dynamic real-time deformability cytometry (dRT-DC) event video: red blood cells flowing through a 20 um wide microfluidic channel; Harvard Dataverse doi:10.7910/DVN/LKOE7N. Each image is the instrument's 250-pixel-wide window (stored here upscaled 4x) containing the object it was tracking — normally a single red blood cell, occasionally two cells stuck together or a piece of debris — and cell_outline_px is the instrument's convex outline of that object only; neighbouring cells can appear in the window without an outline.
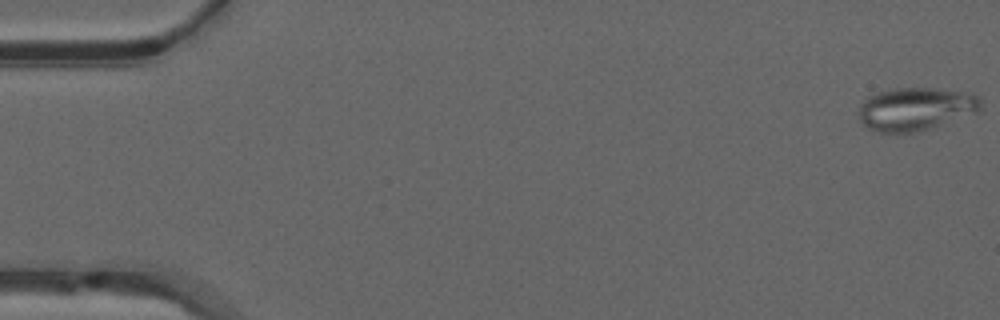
{"species": "common noctule bat (a hibernating species)", "species_latin": "Nyctalus noctula", "temperature_condition": "warm", "stored_images_in_passage": 8, "camera_frame_rate_fps": 3000, "um_per_image_px": 0.085, "animal": {"sex": "male", "forearm_length_mm": 52.5}, "frame": {"image": 1, "passage_image": 1, "time_ms": 0.0, "image_size_px": [1000, 320], "cell_outline_px": [[984, 108], [980, 112], [920, 132], [880, 132], [868, 128], [860, 120], [856, 112], [860, 104], [868, 96], [892, 88], [936, 88], [964, 92], [976, 96], [980, 100]], "centroid_in_image_um": [77.84, 9.27], "position_along_channel_um": 7.2, "area_um2": 30.98}}